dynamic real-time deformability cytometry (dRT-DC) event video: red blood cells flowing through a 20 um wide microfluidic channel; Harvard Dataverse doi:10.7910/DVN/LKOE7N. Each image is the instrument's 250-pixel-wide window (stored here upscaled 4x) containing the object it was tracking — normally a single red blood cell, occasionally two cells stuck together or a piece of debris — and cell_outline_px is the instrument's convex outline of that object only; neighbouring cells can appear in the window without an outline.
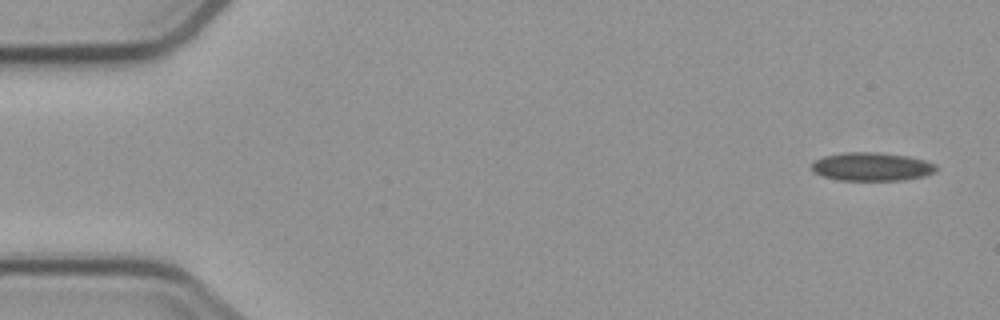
{"species": "common noctule bat (a hibernating species)", "species_latin": "Nyctalus noctula", "temperature_condition": "cold", "stored_images_in_passage": 5, "camera_frame_rate_fps": 3000, "um_per_image_px": 0.085, "animal": {"sex": "male", "body_mass_g": 23.1, "forearm_length_mm": 52.7}, "frame": {"image": 1, "passage_image": 1, "time_ms": 0.0, "image_size_px": [1000, 320], "cell_outline_px": [[936, 172], [924, 176], [904, 180], [840, 180], [824, 176], [812, 172], [812, 164], [816, 160], [824, 156], [844, 152], [876, 152], [908, 156], [924, 160], [936, 164]], "centroid_in_image_um": [74.11, 14.16], "position_along_channel_um": 10.9, "area_um2": 20.58}}
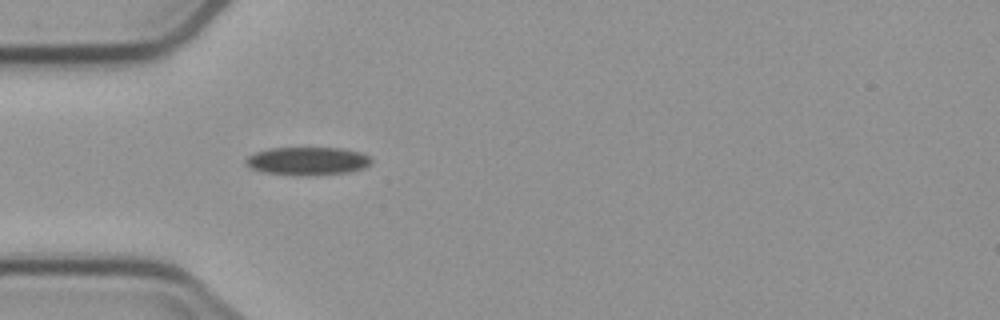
{"frame": {"image": 2, "passage_image": 5, "time_ms": 4.667, "image_size_px": [1000, 320], "cell_outline_px": [[372, 164], [364, 168], [352, 172], [308, 176], [304, 176], [264, 172], [248, 168], [244, 164], [244, 160], [248, 156], [256, 152], [268, 148], [340, 148], [360, 152], [368, 156], [372, 160]], "centroid_in_image_um": [26.13, 13.7], "position_along_channel_um": 58.9, "area_um2": 20.87}}